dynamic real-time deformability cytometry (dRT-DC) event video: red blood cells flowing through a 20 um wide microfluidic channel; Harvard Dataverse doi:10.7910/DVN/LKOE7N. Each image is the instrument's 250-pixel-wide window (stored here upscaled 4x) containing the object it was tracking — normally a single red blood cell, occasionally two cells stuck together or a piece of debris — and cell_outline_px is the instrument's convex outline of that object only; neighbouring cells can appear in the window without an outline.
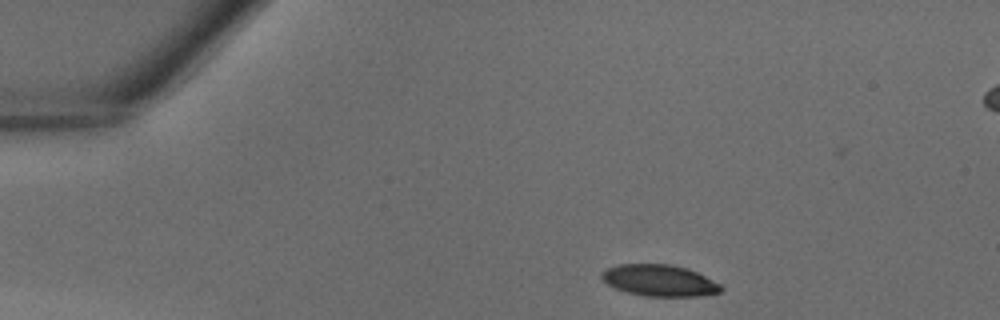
{"species": "common noctule bat (a hibernating species)", "species_latin": "Nyctalus noctula", "temperature_condition": "warm", "stored_images_in_passage": 12, "camera_frame_rate_fps": 3000, "um_per_image_px": 0.085, "animal": {"sex": "male", "body_mass_g": 18.8}, "frame": {"image": 1, "passage_image": 2, "time_ms": 0.333, "image_size_px": [1000, 320], "cell_outline_px": [[724, 288], [720, 292], [700, 296], [644, 296], [628, 292], [616, 288], [600, 280], [600, 272], [616, 264], [668, 264], [688, 268], [720, 284]], "centroid_in_image_um": [56.02, 23.83], "position_along_channel_um": 29.0, "area_um2": 21.91}}
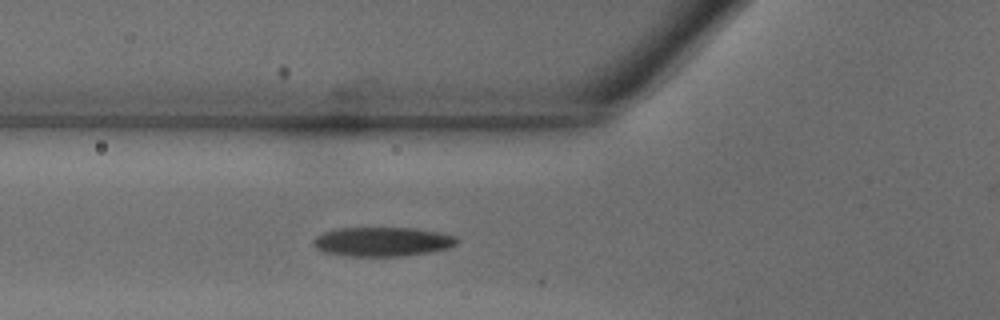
{"frame": {"image": 2, "passage_image": 10, "time_ms": 3.0, "image_size_px": [1000, 320], "cell_outline_px": [[460, 240], [456, 244], [448, 248], [428, 252], [400, 256], [348, 256], [324, 252], [316, 248], [312, 244], [312, 240], [316, 236], [324, 232], [340, 228], [416, 228], [440, 232], [456, 236]], "centroid_in_image_um": [32.51, 20.54], "position_along_channel_um": 93.3, "area_um2": 24.51}}